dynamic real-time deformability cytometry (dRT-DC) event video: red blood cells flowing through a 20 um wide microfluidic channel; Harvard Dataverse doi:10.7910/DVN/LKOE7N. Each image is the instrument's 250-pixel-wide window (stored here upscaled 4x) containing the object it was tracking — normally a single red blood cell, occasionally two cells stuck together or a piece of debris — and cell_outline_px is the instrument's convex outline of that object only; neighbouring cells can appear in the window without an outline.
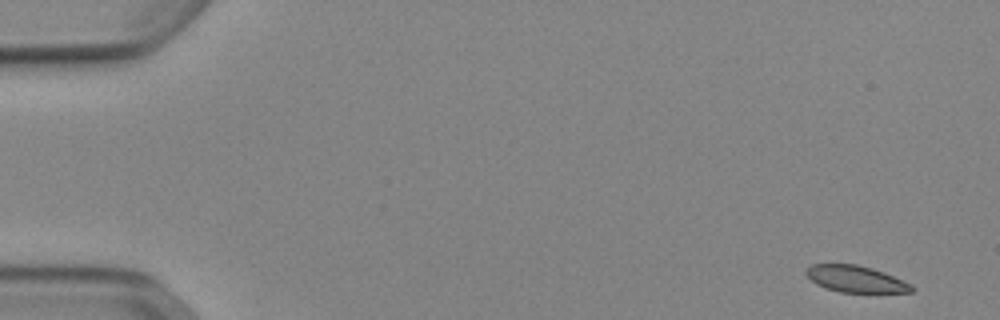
{"species": "Egyptian fruit bat (a non-hibernating species)", "species_latin": "Rousettus aegyptiacus", "temperature_condition": "cold", "stored_images_in_passage": 51, "camera_frame_rate_fps": 3000, "um_per_image_px": 0.085, "animal": {"sex": "female"}, "frame": {"image": 1, "passage_image": 1, "time_ms": 0.0, "image_size_px": [1000, 320], "cell_outline_px": [[916, 288], [912, 292], [840, 292], [824, 288], [816, 284], [804, 272], [812, 264], [856, 264], [872, 268], [884, 272], [912, 284]], "centroid_in_image_um": [72.75, 23.71], "position_along_channel_um": 12.2, "area_um2": 16.36}}
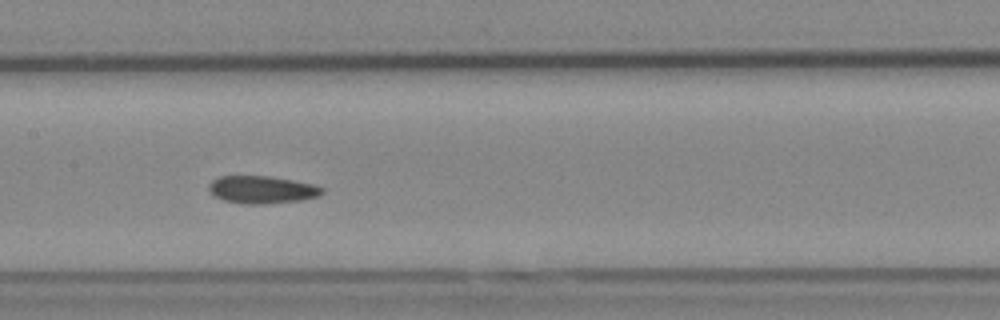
{"frame": {"image": 2, "passage_image": 25, "time_ms": 8.0, "image_size_px": [1000, 320], "cell_outline_px": [[324, 192], [320, 196], [300, 200], [264, 204], [248, 204], [224, 200], [216, 196], [208, 188], [208, 184], [212, 180], [220, 176], [268, 176], [292, 180], [312, 184], [324, 188]], "centroid_in_image_um": [22.28, 16.12], "position_along_channel_um": 185.1, "area_um2": 18.03}}
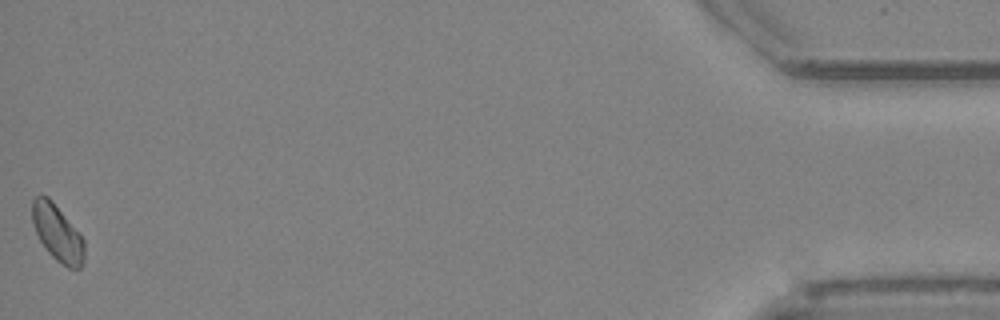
{"frame": {"image": 3, "passage_image": 51, "time_ms": 16.667, "image_size_px": [1000, 320], "cell_outline_px": [[84, 260], [80, 268], [68, 268], [56, 260], [48, 252], [40, 240], [36, 232], [32, 220], [32, 200], [40, 192], [48, 196], [52, 200], [84, 240]], "centroid_in_image_um": [4.86, 19.78], "position_along_channel_um": 430.3, "area_um2": 16.99}, "authors_computed_cell_mechanics": {"area_um2": 17.8602, "velocity_mm_per_s": 3.8646, "shape_relaxation_time_tau1_ms": null, "shape_relaxation_time_tau2_ms": 5.5899, "deformation_change_tau1": null, "deformation_change_tau2": 0.0884}}